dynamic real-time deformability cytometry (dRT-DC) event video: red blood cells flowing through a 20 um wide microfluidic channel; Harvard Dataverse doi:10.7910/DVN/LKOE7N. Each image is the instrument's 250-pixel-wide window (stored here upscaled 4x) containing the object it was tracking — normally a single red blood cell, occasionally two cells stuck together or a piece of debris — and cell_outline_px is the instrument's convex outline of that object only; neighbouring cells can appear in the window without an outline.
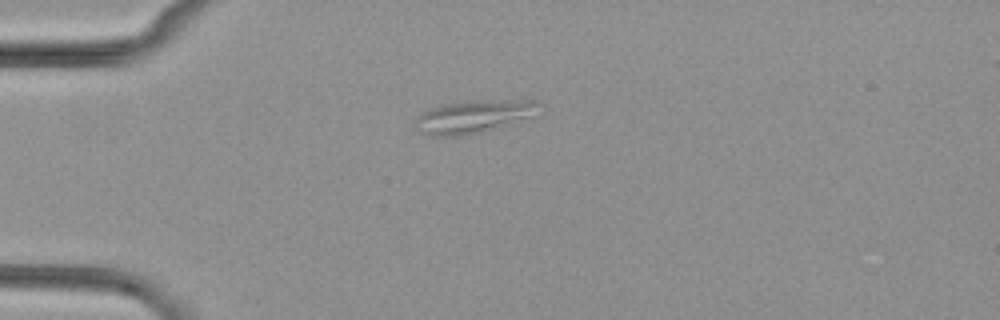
{"species": "common noctule bat (a hibernating species)", "species_latin": "Nyctalus noctula", "temperature_condition": "cold", "stored_images_in_passage": 5, "camera_frame_rate_fps": 3000, "um_per_image_px": 0.085, "animal": {"sex": "female", "body_mass_g": 29.2, "forearm_length_mm": 56.3}, "frame": {"image": 1, "passage_image": 1, "time_ms": 0.0, "image_size_px": [1000, 320], "cell_outline_px": [[544, 112], [484, 132], [460, 136], [432, 136], [420, 132], [416, 120], [424, 112], [432, 108], [444, 104], [484, 100], [540, 100], [544, 104]], "centroid_in_image_um": [40.43, 9.9], "position_along_channel_um": 44.6, "area_um2": 23.76}}
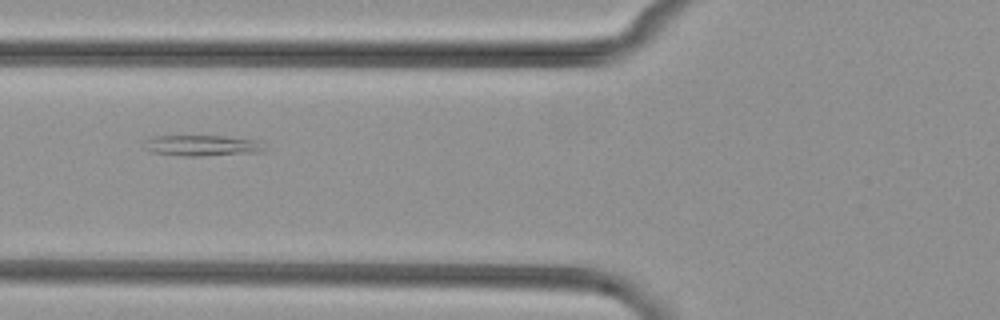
{"frame": {"image": 2, "passage_image": 3, "time_ms": 2.333, "image_size_px": [1000, 320], "cell_outline_px": [[264, 152], [200, 156], [184, 156], [152, 152], [144, 148], [144, 140], [152, 136], [224, 136], [260, 140], [264, 148]], "centroid_in_image_um": [17.19, 12.37], "position_along_channel_um": 108.6, "area_um2": 14.74}}